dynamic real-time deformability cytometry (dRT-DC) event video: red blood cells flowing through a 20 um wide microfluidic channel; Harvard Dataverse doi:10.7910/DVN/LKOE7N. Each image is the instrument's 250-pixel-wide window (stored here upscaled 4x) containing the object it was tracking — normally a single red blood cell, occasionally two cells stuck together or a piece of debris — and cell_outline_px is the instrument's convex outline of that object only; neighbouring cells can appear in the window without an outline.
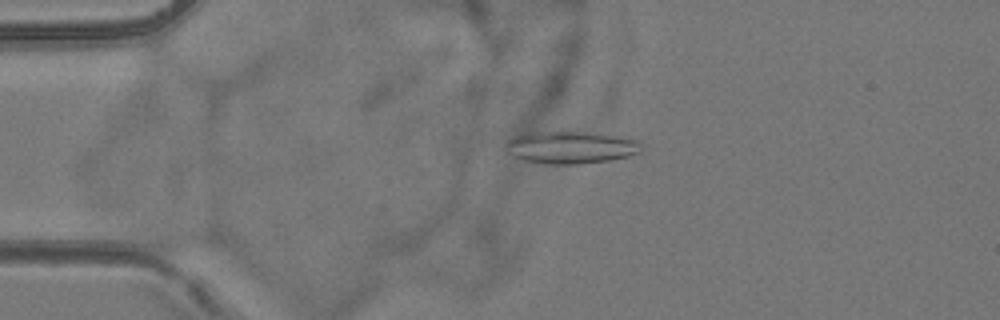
{"species": "common noctule bat (a hibernating species)", "species_latin": "Nyctalus noctula", "temperature_condition": "room temperature", "stored_images_in_passage": 5, "camera_frame_rate_fps": 3000, "um_per_image_px": 0.085, "animal": {"sex": "female", "body_mass_g": 24.6, "forearm_length_mm": 56.2}, "frame": {"image": 1, "passage_image": 4, "time_ms": 3.667, "image_size_px": [1000, 320], "cell_outline_px": [[640, 152], [628, 156], [612, 160], [580, 164], [544, 164], [524, 160], [512, 156], [504, 148], [504, 144], [508, 140], [516, 136], [532, 132], [564, 128], [628, 136], [636, 140], [640, 144]], "centroid_in_image_um": [48.52, 12.47], "position_along_channel_um": 36.5, "area_um2": 26.88}}